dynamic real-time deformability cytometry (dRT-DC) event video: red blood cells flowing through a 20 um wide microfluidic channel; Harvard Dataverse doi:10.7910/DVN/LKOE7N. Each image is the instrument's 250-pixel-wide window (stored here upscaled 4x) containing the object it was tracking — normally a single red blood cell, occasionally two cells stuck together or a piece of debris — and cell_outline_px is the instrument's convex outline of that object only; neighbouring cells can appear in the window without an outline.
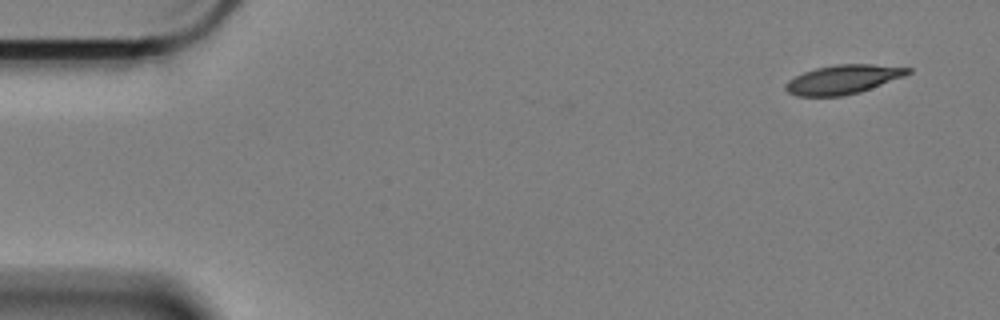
{"species": "Egyptian fruit bat (a non-hibernating species)", "species_latin": "Rousettus aegyptiacus", "temperature_condition": "cold", "stored_images_in_passage": 56, "camera_frame_rate_fps": 3000, "um_per_image_px": 0.085, "animal": {"sex": "female"}, "frame": {"image": 1, "passage_image": 1, "time_ms": 0.0, "image_size_px": [1000, 320], "cell_outline_px": [[912, 72], [904, 76], [860, 92], [844, 96], [796, 96], [788, 92], [784, 88], [784, 84], [788, 80], [804, 72], [816, 68], [836, 64], [872, 64], [912, 68]], "centroid_in_image_um": [71.65, 6.75], "position_along_channel_um": 13.4, "area_um2": 20.69}}
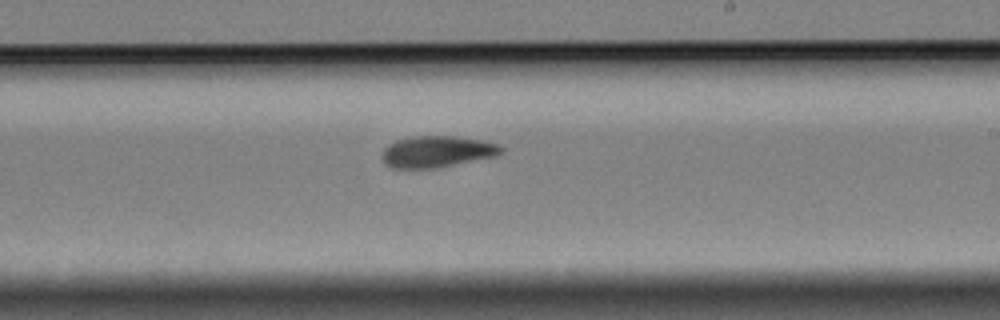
{"frame": {"image": 2, "passage_image": 32, "time_ms": 10.333, "image_size_px": [1000, 320], "cell_outline_px": [[504, 152], [496, 156], [440, 168], [392, 168], [384, 164], [380, 156], [384, 148], [388, 144], [396, 140], [412, 136], [456, 136], [480, 140], [496, 144], [504, 148]], "centroid_in_image_um": [37.12, 12.9], "position_along_channel_um": 251.9, "area_um2": 22.14}}
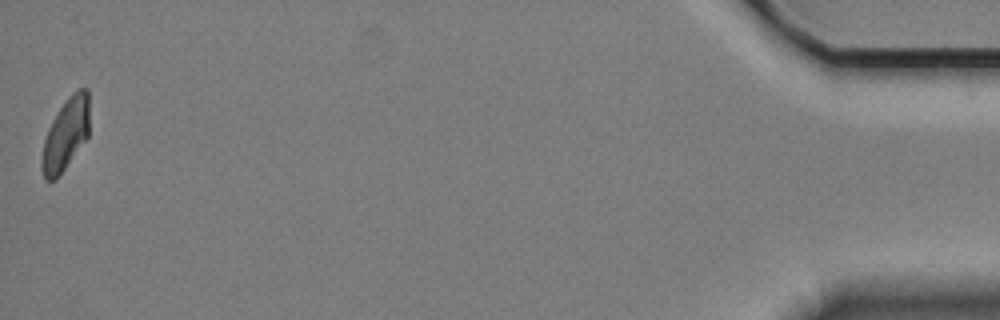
{"frame": {"image": 3, "passage_image": 56, "time_ms": 18.333, "image_size_px": [1000, 320], "cell_outline_px": [[88, 136], [56, 180], [44, 180], [40, 168], [40, 160], [44, 140], [48, 128], [52, 120], [68, 96], [72, 92], [80, 88], [88, 88]], "centroid_in_image_um": [5.55, 11.44], "position_along_channel_um": 429.7, "area_um2": 19.88}, "authors_computed_cell_mechanics": {"area_um2": 21.3282, "velocity_mm_per_s": 3.3706, "shape_relaxation_time_tau1_ms": 6.2161, "shape_relaxation_time_tau2_ms": 6.1848, "deformation_change_tau1": 0.1698, "deformation_change_tau2": 0.1081}}